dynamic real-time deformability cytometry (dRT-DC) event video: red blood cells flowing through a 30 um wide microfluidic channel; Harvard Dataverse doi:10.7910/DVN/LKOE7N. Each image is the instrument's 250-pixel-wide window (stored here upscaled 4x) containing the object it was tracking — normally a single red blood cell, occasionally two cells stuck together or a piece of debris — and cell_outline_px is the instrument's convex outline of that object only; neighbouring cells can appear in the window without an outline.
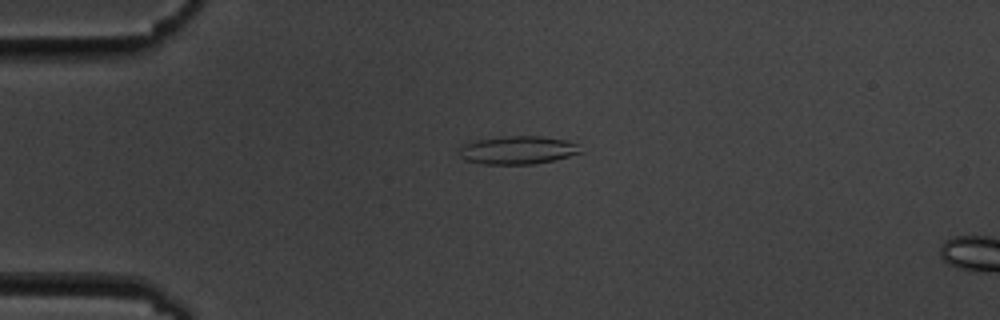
{"species": "common noctule bat (a hibernating species)", "species_latin": "Nyctalus noctula", "temperature_condition": "cold", "stored_images_in_passage": 2, "camera_frame_rate_fps": 3000, "um_per_image_px": 0.085, "animal": {"sex": "male", "body_mass_g": 19.5, "forearm_length_mm": 54.6}, "frame": {"image": 1, "passage_image": 1, "time_ms": 0.0, "image_size_px": [1000, 320], "cell_outline_px": [[584, 152], [552, 160], [532, 164], [480, 164], [464, 160], [460, 156], [460, 144], [476, 140], [504, 136], [540, 136], [568, 140], [580, 144]], "centroid_in_image_um": [44.01, 12.75], "position_along_channel_um": 41.0, "area_um2": 20.17}}